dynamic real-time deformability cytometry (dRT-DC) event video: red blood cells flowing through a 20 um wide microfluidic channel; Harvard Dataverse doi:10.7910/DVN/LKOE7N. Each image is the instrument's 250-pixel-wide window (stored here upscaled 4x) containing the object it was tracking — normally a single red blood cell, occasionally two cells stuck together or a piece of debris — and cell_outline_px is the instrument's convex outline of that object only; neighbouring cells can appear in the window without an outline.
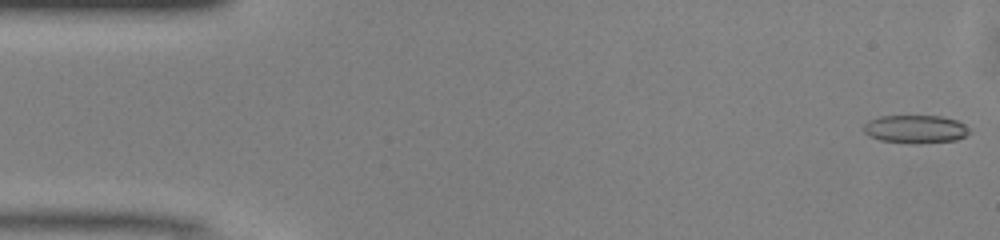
{"species": "common noctule bat (a hibernating species)", "species_latin": "Nyctalus noctula", "temperature_condition": "warm", "stored_images_in_passage": 49, "camera_frame_rate_fps": 3000, "um_per_image_px": 0.085, "animal": {"sex": "male", "body_mass_g": 13.0, "forearm_length_mm": 53.1}, "frame": {"image": 1, "passage_image": 1, "time_ms": 0.0, "image_size_px": [1000, 240], "cell_outline_px": [[972, 132], [956, 140], [920, 144], [908, 144], [880, 140], [868, 136], [864, 132], [864, 124], [868, 120], [880, 116], [940, 116], [956, 120], [964, 124]], "centroid_in_image_um": [77.8, 10.99], "position_along_channel_um": 7.2, "area_um2": 17.57}}
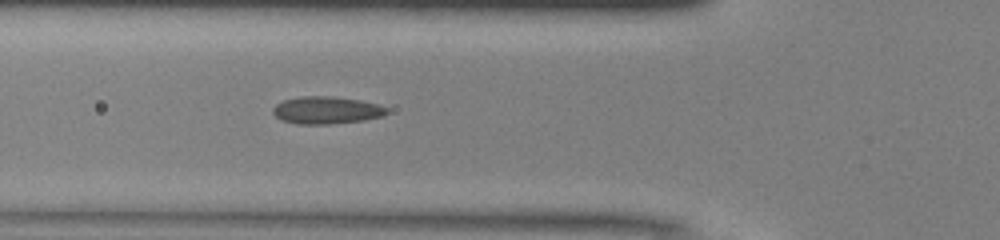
{"frame": {"image": 2, "passage_image": 17, "time_ms": 5.333, "image_size_px": [1000, 240], "cell_outline_px": [[388, 112], [384, 116], [364, 120], [328, 124], [296, 124], [280, 120], [272, 112], [272, 108], [276, 104], [284, 100], [300, 96], [332, 96], [360, 100], [376, 104], [388, 108]], "centroid_in_image_um": [27.73, 9.37], "position_along_channel_um": 98.1, "area_um2": 18.26}}
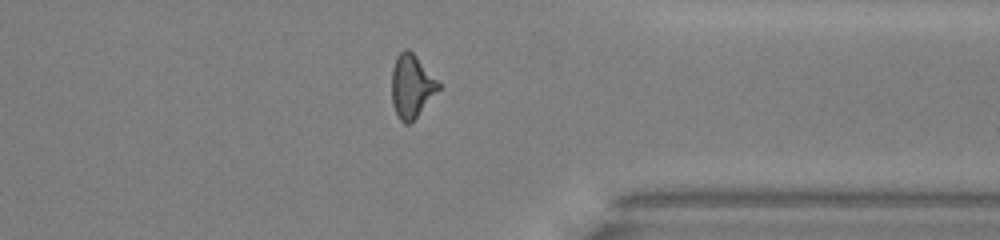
{"frame": {"image": 3, "passage_image": 38, "time_ms": 12.333, "image_size_px": [1000, 240], "cell_outline_px": [[440, 88], [416, 116], [408, 124], [404, 124], [400, 120], [392, 104], [392, 68], [396, 56], [404, 48], [408, 48], [416, 56], [440, 84]], "centroid_in_image_um": [34.95, 7.29], "position_along_channel_um": 376.4, "area_um2": 16.88}, "authors_computed_cell_mechanics": {"area_um2": 17.34, "velocity_mm_per_s": 4.1166, "shape_relaxation_time_tau1_ms": 9.6188, "shape_relaxation_time_tau2_ms": 1.5784, "deformation_change_tau1": 0.2195, "deformation_change_tau2": 0.1107}}